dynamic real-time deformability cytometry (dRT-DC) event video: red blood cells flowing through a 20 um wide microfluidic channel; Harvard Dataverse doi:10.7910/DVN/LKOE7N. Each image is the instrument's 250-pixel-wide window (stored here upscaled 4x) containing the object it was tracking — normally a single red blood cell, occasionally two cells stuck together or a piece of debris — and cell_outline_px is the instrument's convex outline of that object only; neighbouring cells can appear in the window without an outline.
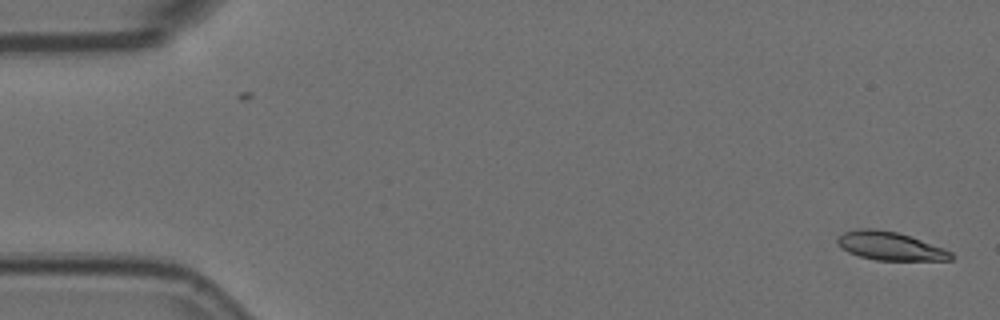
{"species": "Egyptian fruit bat (a non-hibernating species)", "species_latin": "Rousettus aegyptiacus", "temperature_condition": "room temperature", "stored_images_in_passage": 48, "camera_frame_rate_fps": 3000, "um_per_image_px": 0.085, "animal": {"sex": "female"}, "frame": {"image": 1, "passage_image": 1, "time_ms": 0.0, "image_size_px": [1000, 320], "cell_outline_px": [[952, 260], [876, 260], [860, 256], [848, 252], [840, 248], [836, 240], [844, 232], [860, 228], [872, 228], [896, 232], [944, 248], [952, 252]], "centroid_in_image_um": [75.63, 20.91], "position_along_channel_um": 9.4, "area_um2": 18.55}}
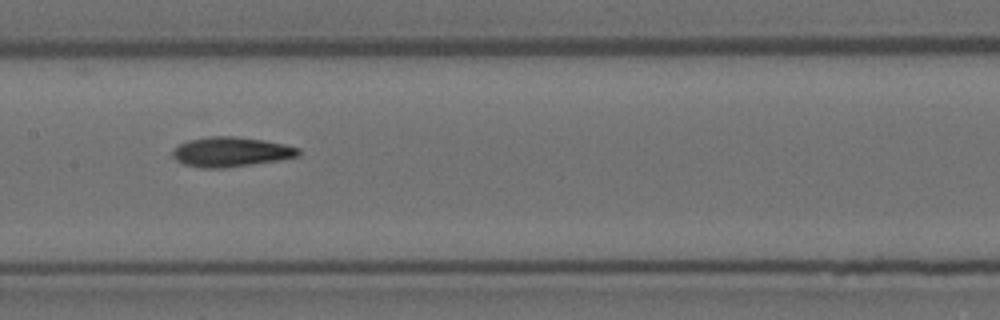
{"frame": {"image": 2, "passage_image": 20, "time_ms": 6.333, "image_size_px": [1000, 320], "cell_outline_px": [[300, 156], [276, 160], [224, 168], [204, 168], [184, 164], [172, 152], [180, 144], [188, 140], [208, 136], [232, 136], [264, 140], [284, 144], [300, 148]], "centroid_in_image_um": [19.68, 12.9], "position_along_channel_um": 187.7, "area_um2": 21.39}}
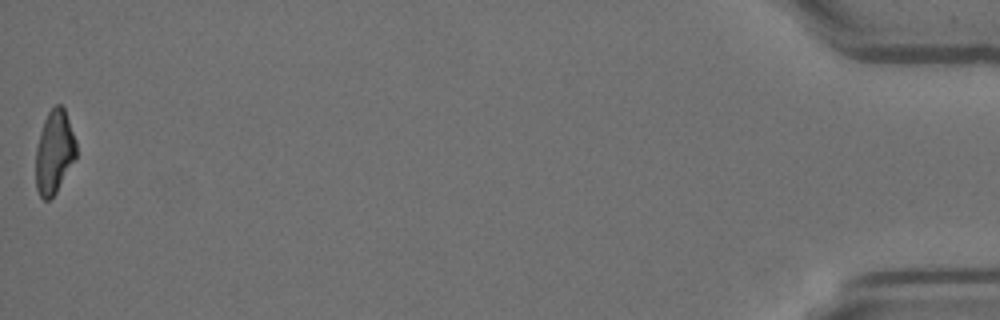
{"frame": {"image": 3, "passage_image": 48, "time_ms": 15.667, "image_size_px": [1000, 320], "cell_outline_px": [[76, 156], [56, 192], [48, 200], [44, 200], [40, 196], [36, 188], [36, 148], [40, 132], [44, 120], [48, 112], [56, 104], [60, 104], [64, 108], [76, 140]], "centroid_in_image_um": [4.61, 12.91], "position_along_channel_um": 430.6, "area_um2": 19.42}, "authors_computed_cell_mechanics": {"area_um2": 20.6924, "velocity_mm_per_s": 3.6915, "shape_relaxation_time_tau1_ms": 9.5942, "shape_relaxation_time_tau2_ms": 3.7245, "deformation_change_tau1": 0.2718, "deformation_change_tau2": 0.1216}}